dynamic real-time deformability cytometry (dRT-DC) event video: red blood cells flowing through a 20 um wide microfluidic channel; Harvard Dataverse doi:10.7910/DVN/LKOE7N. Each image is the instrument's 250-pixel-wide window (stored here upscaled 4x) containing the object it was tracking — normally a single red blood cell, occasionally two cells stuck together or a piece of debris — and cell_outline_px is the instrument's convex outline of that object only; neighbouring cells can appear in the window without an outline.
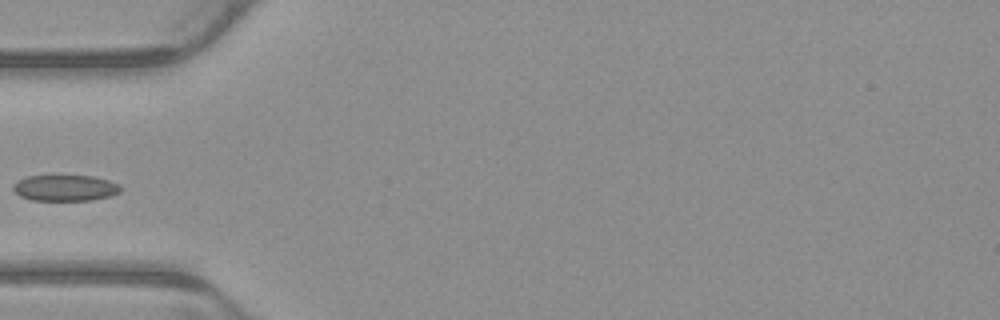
{"species": "common noctule bat (a hibernating species)", "species_latin": "Nyctalus noctula", "temperature_condition": "warm", "stored_images_in_passage": 4, "camera_frame_rate_fps": 3000, "um_per_image_px": 0.085, "animal": {"sex": "male", "body_mass_g": 23.1, "forearm_length_mm": 52.7}, "frame": {"image": 1, "passage_image": 4, "time_ms": 1.0, "image_size_px": [1000, 320], "cell_outline_px": [[124, 188], [120, 192], [112, 196], [92, 200], [32, 200], [20, 196], [12, 188], [12, 184], [28, 176], [52, 172], [56, 172], [92, 176], [108, 180], [120, 184]], "centroid_in_image_um": [5.56, 15.91], "position_along_channel_um": 79.4, "area_um2": 17.34}}